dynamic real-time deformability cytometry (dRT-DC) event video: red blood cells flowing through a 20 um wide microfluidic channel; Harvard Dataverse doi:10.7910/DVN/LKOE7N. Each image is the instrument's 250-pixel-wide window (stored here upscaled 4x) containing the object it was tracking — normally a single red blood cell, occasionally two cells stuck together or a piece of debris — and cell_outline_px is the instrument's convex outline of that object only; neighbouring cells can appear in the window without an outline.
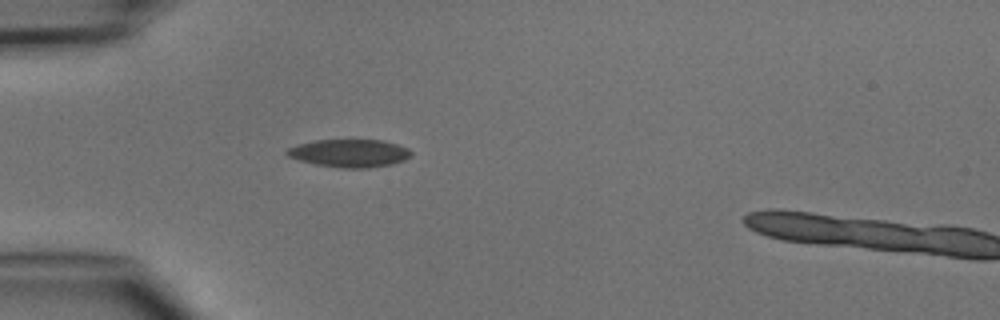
{"species": "common noctule bat (a hibernating species)", "species_latin": "Nyctalus noctula", "temperature_condition": "cold", "stored_images_in_passage": 3, "camera_frame_rate_fps": 3000, "um_per_image_px": 0.085, "animal": {"sex": "male", "body_mass_g": 15.6}, "frame": {"image": 1, "passage_image": 2, "time_ms": 1.0, "image_size_px": [1000, 320], "cell_outline_px": [[412, 156], [404, 160], [392, 164], [368, 168], [340, 168], [316, 164], [300, 160], [288, 156], [284, 152], [288, 148], [296, 144], [316, 140], [384, 140], [408, 148], [412, 152]], "centroid_in_image_um": [29.71, 13.02], "position_along_channel_um": 55.3, "area_um2": 20.23}}